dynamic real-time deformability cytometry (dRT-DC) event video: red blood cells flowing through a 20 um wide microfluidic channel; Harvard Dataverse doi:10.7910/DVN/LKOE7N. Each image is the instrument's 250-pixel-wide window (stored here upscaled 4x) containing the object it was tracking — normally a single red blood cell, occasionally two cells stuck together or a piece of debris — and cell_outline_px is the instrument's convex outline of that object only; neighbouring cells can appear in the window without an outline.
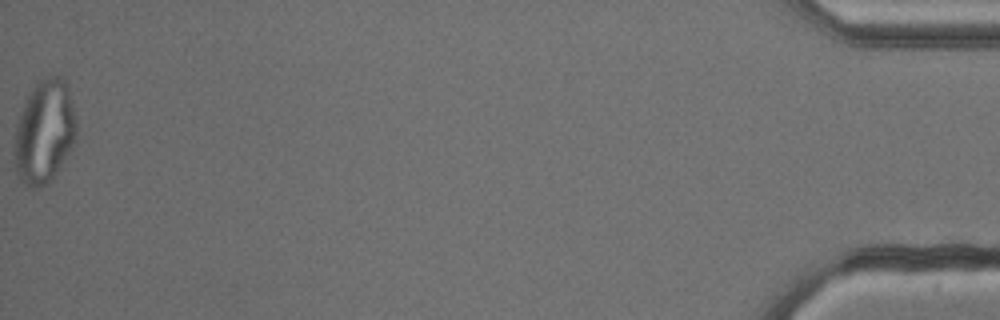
{"species": "common noctule bat (a hibernating species)", "species_latin": "Nyctalus noctula", "temperature_condition": "cold", "stored_images_in_passage": 43, "camera_frame_rate_fps": 3000, "um_per_image_px": 0.085, "animal": {"sex": "male", "body_mass_g": 13.3}, "frame": {"image": 1, "passage_image": 43, "time_ms": 14.0, "image_size_px": [1000, 320], "cell_outline_px": [[76, 136], [72, 148], [56, 172], [44, 184], [36, 188], [32, 188], [24, 184], [20, 180], [16, 172], [16, 124], [24, 100], [32, 88], [44, 76], [60, 76], [68, 80], [76, 116]], "centroid_in_image_um": [3.81, 11.12], "position_along_channel_um": 431.4, "area_um2": 37.34}}